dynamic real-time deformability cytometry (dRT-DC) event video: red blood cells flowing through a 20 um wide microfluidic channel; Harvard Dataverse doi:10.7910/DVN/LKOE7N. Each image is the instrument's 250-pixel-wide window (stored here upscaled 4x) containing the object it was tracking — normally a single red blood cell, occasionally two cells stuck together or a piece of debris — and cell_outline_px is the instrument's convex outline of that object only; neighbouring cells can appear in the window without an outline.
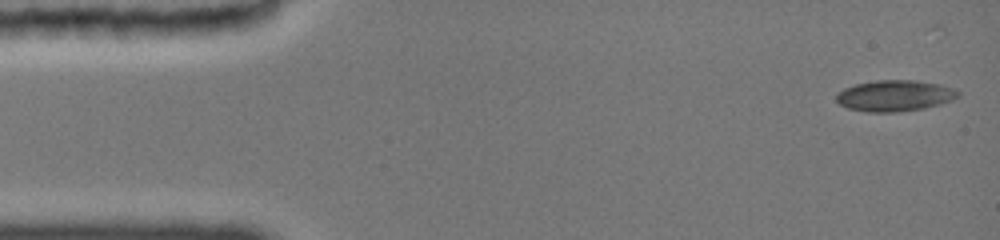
{"species": "common noctule bat (a hibernating species)", "species_latin": "Nyctalus noctula", "temperature_condition": "cold", "stored_images_in_passage": 13, "camera_frame_rate_fps": 3000, "um_per_image_px": 0.085, "animal": {"sex": "female", "body_mass_g": 19.0, "forearm_length_mm": 51.5}, "frame": {"image": 1, "passage_image": 1, "time_ms": 0.0, "image_size_px": [1000, 240], "cell_outline_px": [[960, 96], [952, 100], [940, 104], [924, 108], [892, 112], [868, 112], [848, 108], [840, 104], [836, 100], [836, 92], [844, 88], [856, 84], [876, 80], [916, 80], [940, 84], [952, 88], [960, 92]], "centroid_in_image_um": [76.05, 8.13], "position_along_channel_um": 9.0, "area_um2": 22.08}}
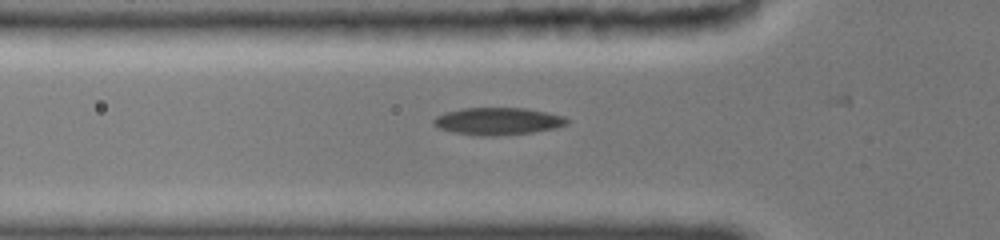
{"frame": {"image": 2, "passage_image": 9, "time_ms": 4.667, "image_size_px": [1000, 240], "cell_outline_px": [[568, 120], [564, 124], [552, 128], [532, 132], [456, 132], [440, 128], [432, 120], [436, 116], [444, 112], [460, 108], [524, 108], [544, 112], [560, 116]], "centroid_in_image_um": [42.27, 10.22], "position_along_channel_um": 83.5, "area_um2": 19.36}}
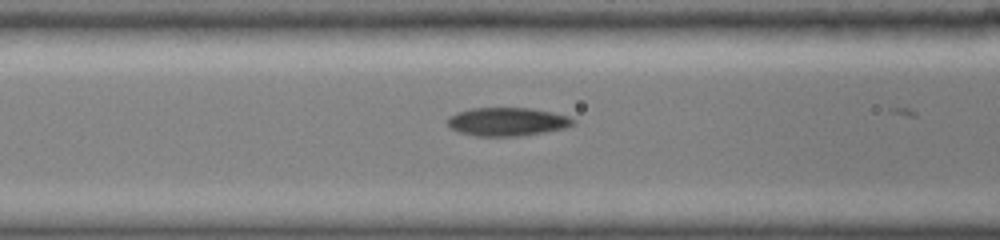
{"frame": {"image": 3, "passage_image": 12, "time_ms": 5.667, "image_size_px": [1000, 240], "cell_outline_px": [[572, 124], [564, 128], [512, 136], [476, 136], [460, 132], [452, 128], [448, 124], [448, 116], [456, 112], [472, 108], [528, 108], [548, 112], [564, 116], [572, 120]], "centroid_in_image_um": [42.98, 10.33], "position_along_channel_um": 123.6, "area_um2": 20.0}}